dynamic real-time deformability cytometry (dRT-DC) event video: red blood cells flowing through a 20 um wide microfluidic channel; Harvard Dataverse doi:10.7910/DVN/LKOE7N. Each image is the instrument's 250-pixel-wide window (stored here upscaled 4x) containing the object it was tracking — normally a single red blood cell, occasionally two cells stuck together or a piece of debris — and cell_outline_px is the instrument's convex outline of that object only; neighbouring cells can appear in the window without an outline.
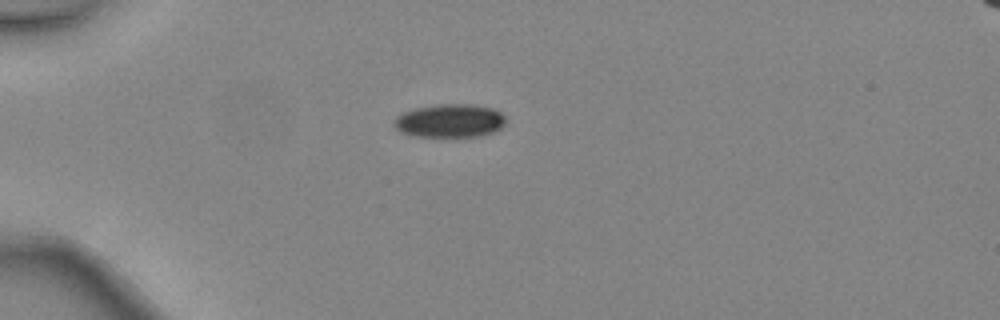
{"species": "common noctule bat (a hibernating species)", "species_latin": "Nyctalus noctula", "temperature_condition": "warm", "stored_images_in_passage": 2, "camera_frame_rate_fps": 3000, "um_per_image_px": 0.085, "animal": {"sex": "female", "body_mass_g": 24.6, "forearm_length_mm": 56.2}, "frame": {"image": 1, "passage_image": 1, "time_ms": 0.0, "image_size_px": [1000, 320], "cell_outline_px": [[504, 124], [500, 128], [492, 132], [480, 136], [416, 136], [400, 132], [392, 124], [392, 120], [396, 116], [404, 112], [416, 108], [440, 104], [476, 104], [492, 108], [500, 112], [504, 116]], "centroid_in_image_um": [38.2, 10.25], "position_along_channel_um": 46.8, "area_um2": 21.68}}